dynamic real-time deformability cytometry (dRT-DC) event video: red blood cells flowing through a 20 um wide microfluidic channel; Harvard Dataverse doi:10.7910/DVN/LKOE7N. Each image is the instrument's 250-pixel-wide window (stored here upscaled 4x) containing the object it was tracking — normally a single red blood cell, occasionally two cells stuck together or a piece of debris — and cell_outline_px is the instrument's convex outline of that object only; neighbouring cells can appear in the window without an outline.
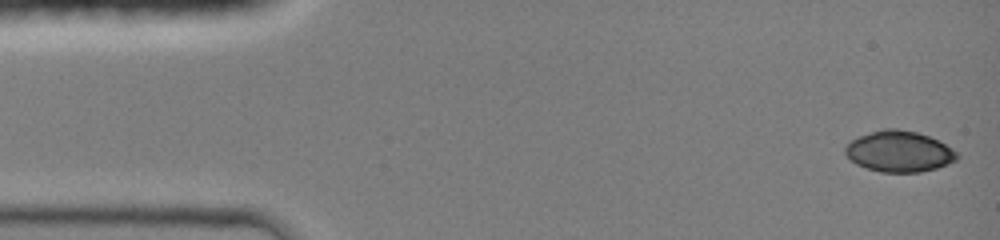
{"species": "common noctule bat (a hibernating species)", "species_latin": "Nyctalus noctula", "temperature_condition": "room temperature", "stored_images_in_passage": 8, "camera_frame_rate_fps": 3000, "um_per_image_px": 0.085, "animal": {"sex": "female", "body_mass_g": 19.0, "forearm_length_mm": 51.5}, "frame": {"image": 1, "passage_image": 1, "time_ms": 0.0, "image_size_px": [1000, 240], "cell_outline_px": [[960, 156], [956, 160], [948, 164], [936, 168], [920, 172], [880, 172], [856, 164], [844, 152], [844, 148], [852, 140], [860, 136], [884, 128], [896, 128], [916, 132], [928, 136], [952, 148]], "centroid_in_image_um": [76.44, 12.88], "position_along_channel_um": 8.6, "area_um2": 26.41}}
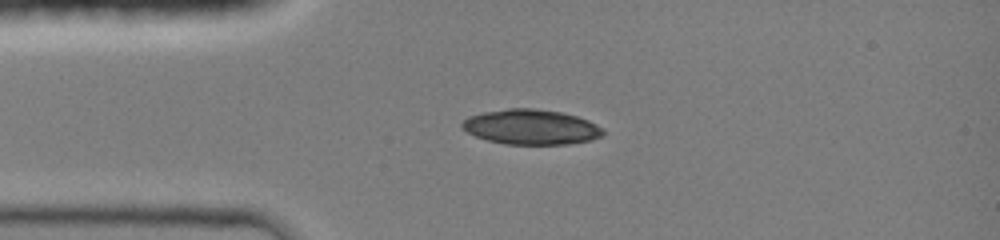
{"frame": {"image": 2, "passage_image": 7, "time_ms": 3.0, "image_size_px": [1000, 240], "cell_outline_px": [[604, 136], [592, 140], [568, 144], [504, 144], [488, 140], [476, 136], [460, 128], [460, 124], [468, 116], [484, 112], [508, 108], [532, 108], [560, 112], [576, 116], [588, 120], [604, 128]], "centroid_in_image_um": [45.15, 10.8], "position_along_channel_um": 39.8, "area_um2": 28.9}}